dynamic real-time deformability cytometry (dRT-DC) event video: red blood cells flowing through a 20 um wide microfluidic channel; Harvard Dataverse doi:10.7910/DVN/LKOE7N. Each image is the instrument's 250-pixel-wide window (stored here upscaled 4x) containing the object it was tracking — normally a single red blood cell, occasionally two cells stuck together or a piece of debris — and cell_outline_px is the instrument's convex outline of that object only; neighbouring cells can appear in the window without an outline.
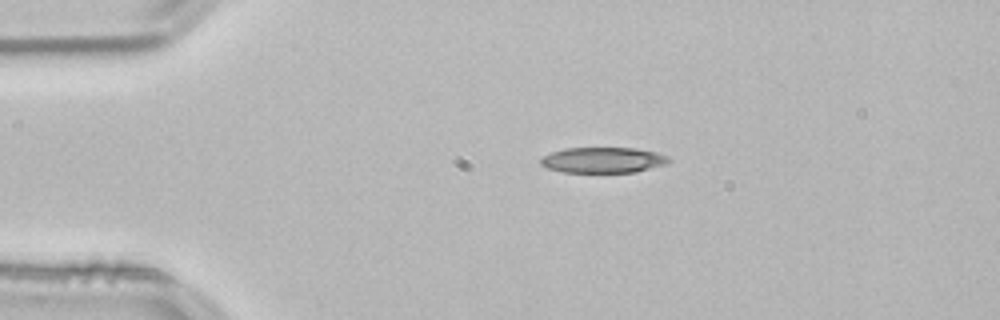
{"species": "common noctule bat (a hibernating species)", "species_latin": "Nyctalus noctula", "temperature_condition": "room temperature", "stored_images_in_passage": 43, "camera_frame_rate_fps": 3000, "um_per_image_px": 0.085, "animal": {"sex": "male", "body_mass_g": 21.5, "forearm_length_mm": 52.0}, "frame": {"image": 1, "passage_image": 1, "time_ms": 0.0, "image_size_px": [1000, 320], "cell_outline_px": [[672, 160], [668, 164], [636, 172], [564, 172], [548, 168], [540, 164], [540, 160], [544, 156], [552, 152], [564, 148], [636, 148], [656, 152], [668, 156]], "centroid_in_image_um": [51.31, 13.6], "position_along_channel_um": 33.7, "area_um2": 19.19}}
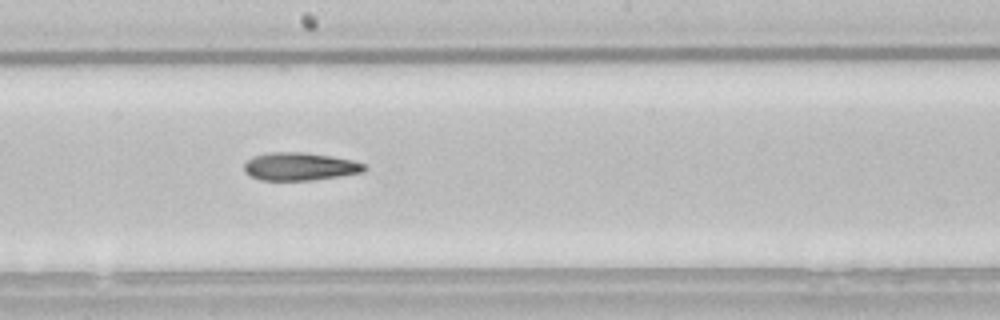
{"frame": {"image": 2, "passage_image": 19, "time_ms": 6.0, "image_size_px": [1000, 320], "cell_outline_px": [[368, 168], [364, 172], [340, 176], [312, 180], [260, 180], [244, 172], [244, 164], [252, 156], [272, 152], [304, 152], [332, 156], [352, 160], [364, 164]], "centroid_in_image_um": [25.5, 14.15], "position_along_channel_um": 222.7, "area_um2": 19.59}}
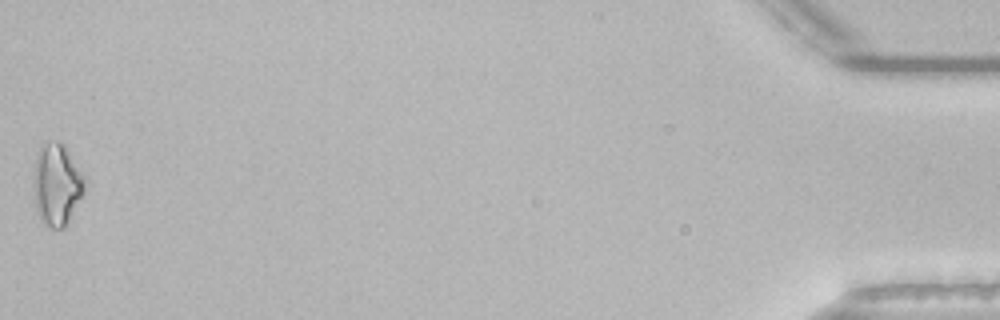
{"frame": {"image": 3, "passage_image": 43, "time_ms": 14.0, "image_size_px": [1000, 320], "cell_outline_px": [[84, 192], [64, 228], [52, 228], [44, 224], [36, 208], [32, 184], [32, 176], [36, 152], [44, 140], [56, 140], [64, 144], [84, 176]], "centroid_in_image_um": [4.78, 15.62], "position_along_channel_um": 430.4, "area_um2": 24.68}, "authors_computed_cell_mechanics": {"area_um2": 19.5942, "velocity_mm_per_s": 3.8486, "shape_relaxation_time_tau1_ms": 6.9782, "shape_relaxation_time_tau2_ms": null, "deformation_change_tau1": 0.1698, "deformation_change_tau2": null}}